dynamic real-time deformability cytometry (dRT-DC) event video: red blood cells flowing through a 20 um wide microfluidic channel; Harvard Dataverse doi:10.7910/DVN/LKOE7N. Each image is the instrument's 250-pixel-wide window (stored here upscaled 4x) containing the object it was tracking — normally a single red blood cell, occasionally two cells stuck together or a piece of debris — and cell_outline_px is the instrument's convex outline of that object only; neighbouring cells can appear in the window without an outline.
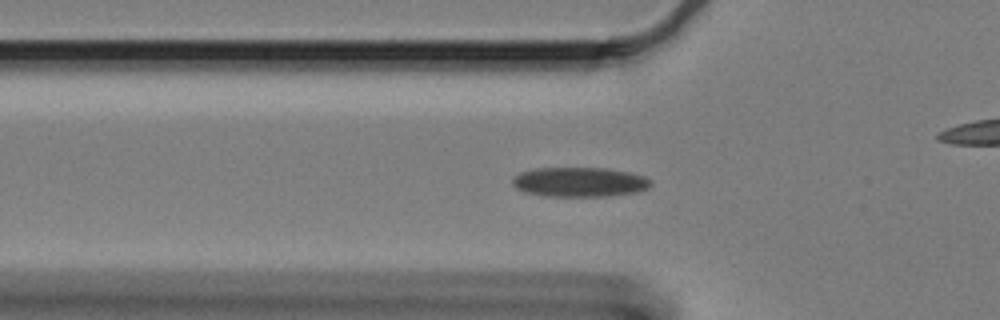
{"species": "Egyptian fruit bat (a non-hibernating species)", "species_latin": "Rousettus aegyptiacus", "temperature_condition": "cold", "stored_images_in_passage": 62, "camera_frame_rate_fps": 3000, "um_per_image_px": 0.085, "animal": {"sex": "female"}, "frame": {"image": 1, "passage_image": 20, "time_ms": 6.333, "image_size_px": [1000, 320], "cell_outline_px": [[652, 184], [648, 188], [640, 192], [608, 196], [544, 196], [524, 192], [516, 188], [512, 184], [512, 176], [520, 172], [536, 168], [604, 168], [628, 172], [644, 176], [652, 180]], "centroid_in_image_um": [49.26, 15.48], "position_along_channel_um": 76.5, "area_um2": 24.1}}
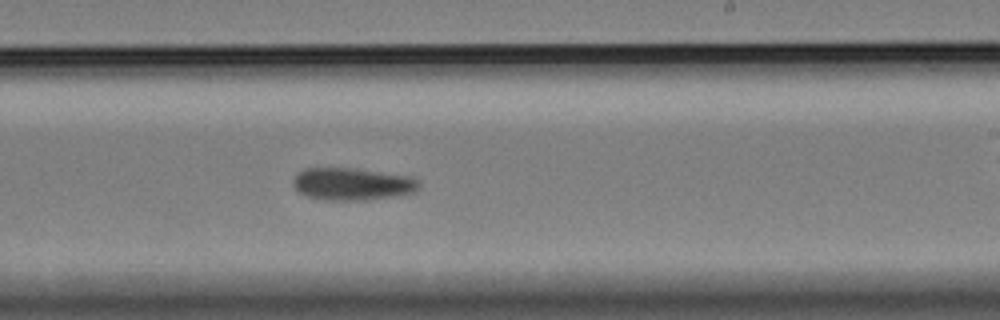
{"frame": {"image": 2, "passage_image": 37, "time_ms": 12.0, "image_size_px": [1000, 320], "cell_outline_px": [[420, 188], [416, 192], [396, 196], [368, 200], [324, 200], [308, 196], [300, 192], [292, 184], [292, 180], [296, 172], [304, 168], [356, 168], [412, 176], [420, 180]], "centroid_in_image_um": [29.98, 15.63], "position_along_channel_um": 259.0, "area_um2": 24.22}}
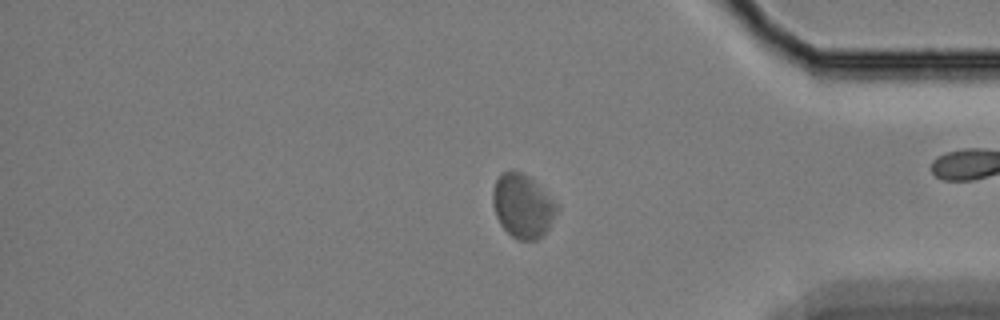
{"frame": {"image": 3, "passage_image": 51, "time_ms": 16.667, "image_size_px": [1000, 320], "cell_outline_px": [[560, 208], [548, 228], [536, 240], [516, 240], [500, 224], [496, 216], [492, 204], [492, 192], [496, 180], [500, 172], [520, 172], [528, 176]], "centroid_in_image_um": [44.39, 17.53], "position_along_channel_um": 390.8, "area_um2": 23.35}, "authors_computed_cell_mechanics": {"area_um2": 23.987, "velocity_mm_per_s": 3.2219, "shape_relaxation_time_tau1_ms": 11.3853, "shape_relaxation_time_tau2_ms": 5.0047, "deformation_change_tau1": 0.1052, "deformation_change_tau2": 0.0756}}